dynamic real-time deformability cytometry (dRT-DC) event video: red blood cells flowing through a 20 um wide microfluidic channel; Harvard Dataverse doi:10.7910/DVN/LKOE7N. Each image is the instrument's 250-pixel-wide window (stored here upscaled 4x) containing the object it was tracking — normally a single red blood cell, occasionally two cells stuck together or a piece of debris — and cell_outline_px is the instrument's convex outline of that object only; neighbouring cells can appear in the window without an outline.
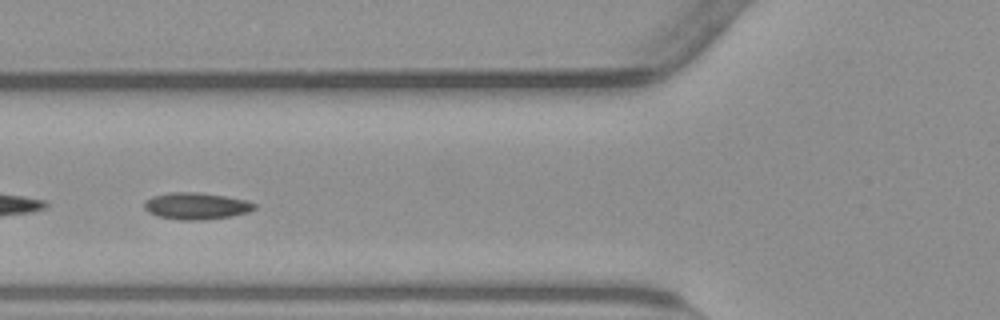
{"species": "common noctule bat (a hibernating species)", "species_latin": "Nyctalus noctula", "temperature_condition": "warm", "stored_images_in_passage": 42, "camera_frame_rate_fps": 3000, "um_per_image_px": 0.085, "animal": {"sex": "male", "body_mass_g": 23.1, "forearm_length_mm": 52.7}, "frame": {"image": 1, "passage_image": 8, "time_ms": 2.333, "image_size_px": [1000, 320], "cell_outline_px": [[256, 208], [248, 212], [232, 216], [204, 220], [176, 220], [156, 216], [148, 212], [144, 208], [144, 204], [152, 196], [172, 192], [196, 192], [224, 196], [244, 200], [256, 204]], "centroid_in_image_um": [16.66, 17.52], "position_along_channel_um": 109.1, "area_um2": 17.17}}
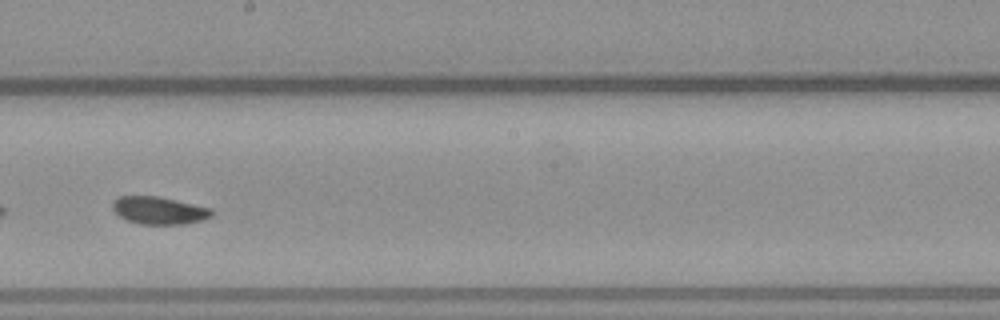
{"frame": {"image": 2, "passage_image": 18, "time_ms": 5.667, "image_size_px": [1000, 320], "cell_outline_px": [[212, 216], [204, 220], [184, 224], [140, 224], [128, 220], [120, 216], [112, 208], [112, 200], [120, 196], [156, 196], [212, 208]], "centroid_in_image_um": [13.52, 17.89], "position_along_channel_um": 234.7, "area_um2": 15.84}}
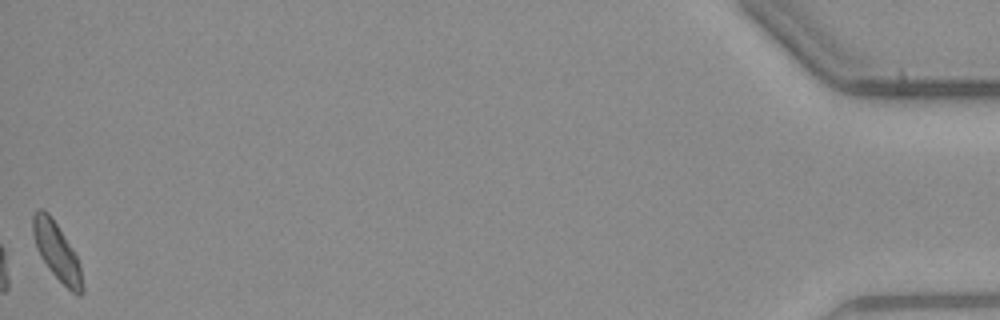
{"frame": {"image": 3, "passage_image": 42, "time_ms": 13.667, "image_size_px": [1000, 320], "cell_outline_px": [[84, 292], [80, 296], [72, 292], [48, 268], [40, 256], [36, 248], [32, 232], [32, 216], [40, 208], [44, 208], [52, 216], [72, 248], [76, 256], [80, 268], [84, 288]], "centroid_in_image_um": [4.81, 21.35], "position_along_channel_um": 430.4, "area_um2": 16.47}, "authors_computed_cell_mechanics": {"area_um2": 16.1551, "velocity_mm_per_s": 3.7662, "shape_relaxation_time_tau1_ms": null, "shape_relaxation_time_tau2_ms": 5.0418, "deformation_change_tau1": null, "deformation_change_tau2": 0.0801}}